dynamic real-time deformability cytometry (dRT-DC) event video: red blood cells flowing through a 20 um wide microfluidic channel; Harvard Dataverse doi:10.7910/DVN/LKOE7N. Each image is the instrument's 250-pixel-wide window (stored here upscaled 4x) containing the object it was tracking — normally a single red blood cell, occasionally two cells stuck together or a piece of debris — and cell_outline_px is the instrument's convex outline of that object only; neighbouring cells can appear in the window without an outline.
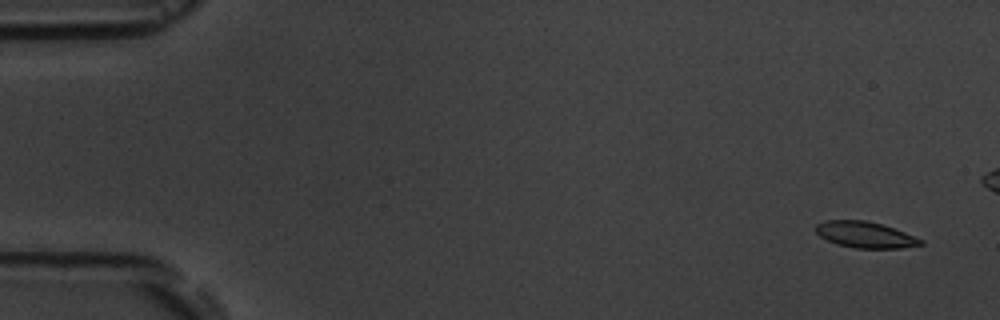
{"species": "common noctule bat (a hibernating species)", "species_latin": "Nyctalus noctula", "temperature_condition": "room temperature", "stored_images_in_passage": 5, "camera_frame_rate_fps": 3000, "um_per_image_px": 0.085, "animal": {"sex": "male", "body_mass_g": 19.5, "forearm_length_mm": 54.6}, "frame": {"image": 1, "passage_image": 1, "time_ms": 0.0, "image_size_px": [1000, 320], "cell_outline_px": [[924, 244], [900, 248], [856, 248], [836, 244], [820, 236], [816, 232], [816, 224], [824, 220], [864, 220], [880, 224], [904, 232], [924, 240]], "centroid_in_image_um": [73.53, 19.95], "position_along_channel_um": 11.5, "area_um2": 15.84}}